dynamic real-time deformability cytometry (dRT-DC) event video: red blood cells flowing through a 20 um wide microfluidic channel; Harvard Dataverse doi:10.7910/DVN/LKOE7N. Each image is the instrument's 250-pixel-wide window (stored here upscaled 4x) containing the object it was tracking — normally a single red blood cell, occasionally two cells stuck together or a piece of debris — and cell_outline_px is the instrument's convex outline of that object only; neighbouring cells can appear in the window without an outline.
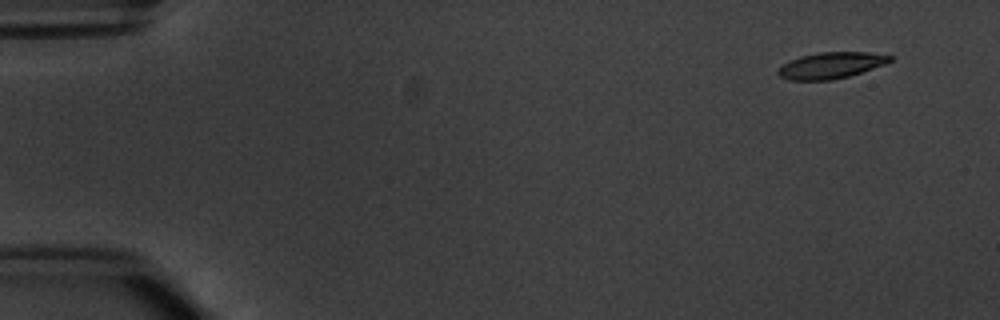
{"species": "common noctule bat (a hibernating species)", "species_latin": "Nyctalus noctula", "temperature_condition": "warm", "stored_images_in_passage": 5, "camera_frame_rate_fps": 3000, "um_per_image_px": 0.085, "animal": {"sex": "male", "body_mass_g": 20.1, "forearm_length_mm": 53.5}, "frame": {"image": 1, "passage_image": 1, "time_ms": 0.0, "image_size_px": [1000, 320], "cell_outline_px": [[892, 60], [884, 64], [848, 76], [832, 80], [788, 80], [780, 76], [776, 72], [784, 64], [800, 56], [820, 52], [868, 52], [892, 56]], "centroid_in_image_um": [70.62, 5.55], "position_along_channel_um": 14.4, "area_um2": 16.82}}
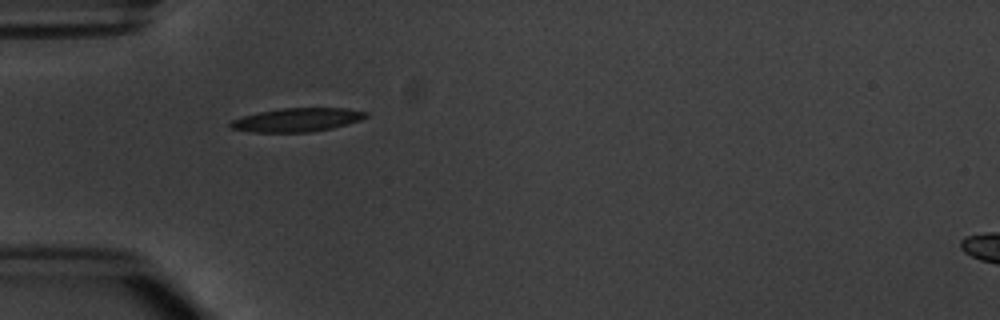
{"frame": {"image": 2, "passage_image": 4, "time_ms": 4.333, "image_size_px": [1000, 320], "cell_outline_px": [[368, 116], [360, 120], [332, 128], [312, 132], [252, 132], [228, 128], [228, 124], [232, 120], [244, 116], [260, 112], [280, 108], [344, 108], [368, 112]], "centroid_in_image_um": [25.23, 10.19], "position_along_channel_um": 59.8, "area_um2": 18.61}}